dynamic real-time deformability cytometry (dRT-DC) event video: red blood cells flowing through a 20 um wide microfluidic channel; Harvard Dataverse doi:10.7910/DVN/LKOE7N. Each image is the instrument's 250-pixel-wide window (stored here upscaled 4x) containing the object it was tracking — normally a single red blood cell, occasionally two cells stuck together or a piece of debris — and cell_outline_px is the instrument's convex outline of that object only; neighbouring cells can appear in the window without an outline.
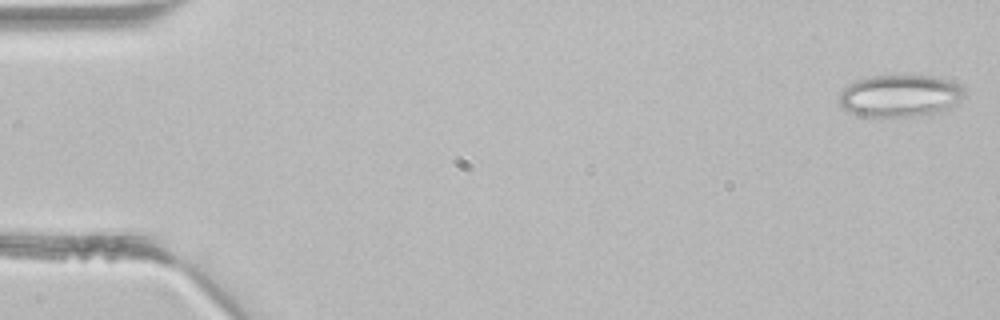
{"species": "common noctule bat (a hibernating species)", "species_latin": "Nyctalus noctula", "temperature_condition": "room temperature", "stored_images_in_passage": 3, "camera_frame_rate_fps": 3000, "um_per_image_px": 0.085, "animal": {"sex": "male", "body_mass_g": 21.5, "forearm_length_mm": 52.0}, "frame": {"image": 1, "passage_image": 1, "time_ms": 0.0, "image_size_px": [1000, 320], "cell_outline_px": [[964, 96], [956, 104], [932, 116], [884, 120], [856, 116], [848, 112], [836, 100], [840, 92], [848, 84], [856, 80], [888, 72], [896, 72], [936, 76], [952, 80], [964, 84]], "centroid_in_image_um": [76.5, 8.15], "position_along_channel_um": 8.5, "area_um2": 33.58}}